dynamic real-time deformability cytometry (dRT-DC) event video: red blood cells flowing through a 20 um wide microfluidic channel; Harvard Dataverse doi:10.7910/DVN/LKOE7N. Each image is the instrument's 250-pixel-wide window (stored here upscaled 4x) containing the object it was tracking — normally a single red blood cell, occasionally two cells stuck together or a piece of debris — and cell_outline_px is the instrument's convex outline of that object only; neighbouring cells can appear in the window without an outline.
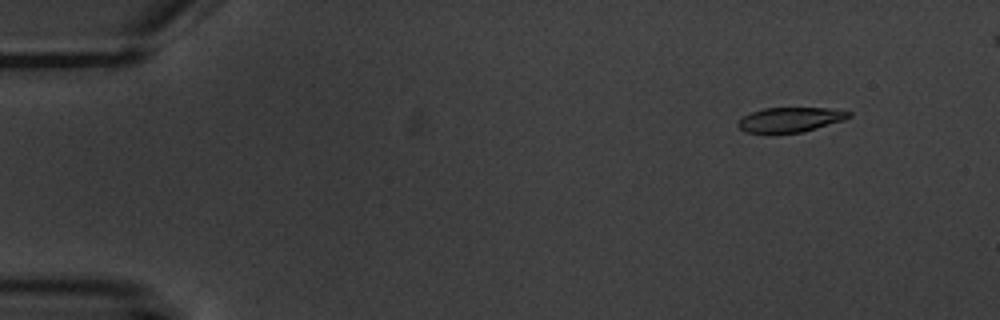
{"species": "common noctule bat (a hibernating species)", "species_latin": "Nyctalus noctula", "temperature_condition": "warm", "stored_images_in_passage": 5, "camera_frame_rate_fps": 3000, "um_per_image_px": 0.085, "animal": {"sex": "male", "body_mass_g": 20.1, "forearm_length_mm": 53.5}, "frame": {"image": 1, "passage_image": 1, "time_ms": 0.0, "image_size_px": [1000, 320], "cell_outline_px": [[852, 116], [844, 120], [816, 128], [800, 132], [772, 136], [768, 136], [744, 132], [736, 124], [744, 116], [752, 112], [764, 108], [828, 108], [852, 112]], "centroid_in_image_um": [67.11, 10.22], "position_along_channel_um": 17.9, "area_um2": 16.53}}